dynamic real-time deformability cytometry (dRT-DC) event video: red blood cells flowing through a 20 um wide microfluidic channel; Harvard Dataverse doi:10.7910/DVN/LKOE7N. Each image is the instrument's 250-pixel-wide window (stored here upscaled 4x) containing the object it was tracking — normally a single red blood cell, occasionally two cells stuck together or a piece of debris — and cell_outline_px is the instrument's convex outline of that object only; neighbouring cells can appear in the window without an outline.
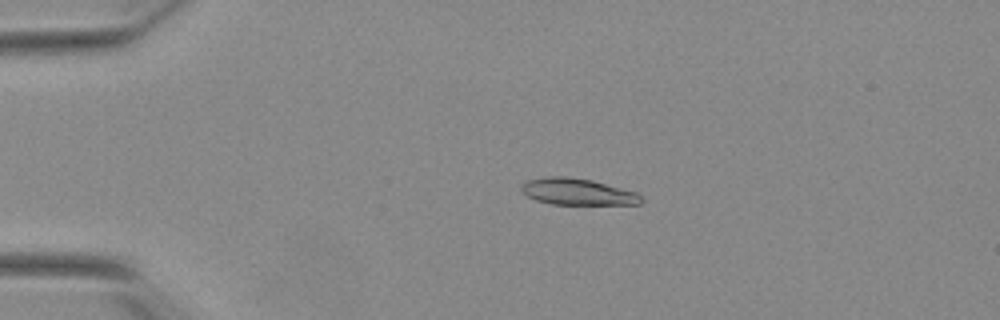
{"species": "Egyptian fruit bat (a non-hibernating species)", "species_latin": "Rousettus aegyptiacus", "temperature_condition": "warm", "stored_images_in_passage": 52, "camera_frame_rate_fps": 3000, "um_per_image_px": 0.085, "animal": {"sex": "female"}, "frame": {"image": 1, "passage_image": 11, "time_ms": 3.333, "image_size_px": [1000, 320], "cell_outline_px": [[644, 200], [640, 204], [552, 204], [536, 200], [528, 196], [520, 188], [520, 184], [528, 180], [552, 176], [564, 176], [592, 180], [636, 192]], "centroid_in_image_um": [49.08, 16.3], "position_along_channel_um": 35.9, "area_um2": 18.32}}
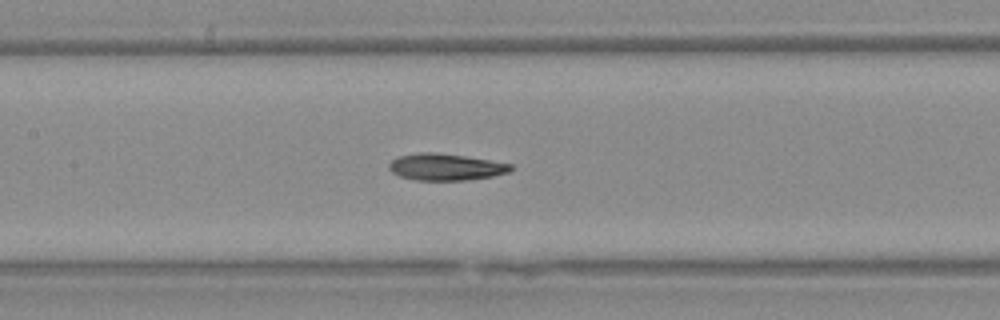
{"frame": {"image": 2, "passage_image": 25, "time_ms": 8.0, "image_size_px": [1000, 320], "cell_outline_px": [[512, 168], [508, 172], [492, 176], [468, 180], [416, 180], [400, 176], [392, 172], [388, 168], [388, 164], [392, 160], [400, 156], [420, 152], [432, 152], [464, 156], [512, 164]], "centroid_in_image_um": [37.85, 14.2], "position_along_channel_um": 169.5, "area_um2": 18.73}}
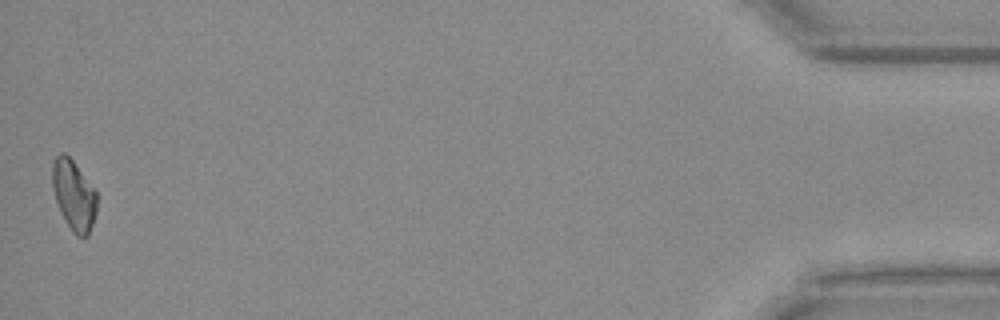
{"frame": {"image": 3, "passage_image": 52, "time_ms": 17.0, "image_size_px": [1000, 320], "cell_outline_px": [[96, 212], [88, 236], [76, 236], [72, 232], [56, 200], [52, 188], [52, 164], [56, 156], [60, 152], [64, 152], [72, 160], [96, 192]], "centroid_in_image_um": [6.26, 16.57], "position_along_channel_um": 428.9, "area_um2": 17.74}, "authors_computed_cell_mechanics": {"area_um2": 18.6983, "velocity_mm_per_s": 3.8833, "shape_relaxation_time_tau1_ms": null, "shape_relaxation_time_tau2_ms": 3.5719, "deformation_change_tau1": null, "deformation_change_tau2": 0.1105}}